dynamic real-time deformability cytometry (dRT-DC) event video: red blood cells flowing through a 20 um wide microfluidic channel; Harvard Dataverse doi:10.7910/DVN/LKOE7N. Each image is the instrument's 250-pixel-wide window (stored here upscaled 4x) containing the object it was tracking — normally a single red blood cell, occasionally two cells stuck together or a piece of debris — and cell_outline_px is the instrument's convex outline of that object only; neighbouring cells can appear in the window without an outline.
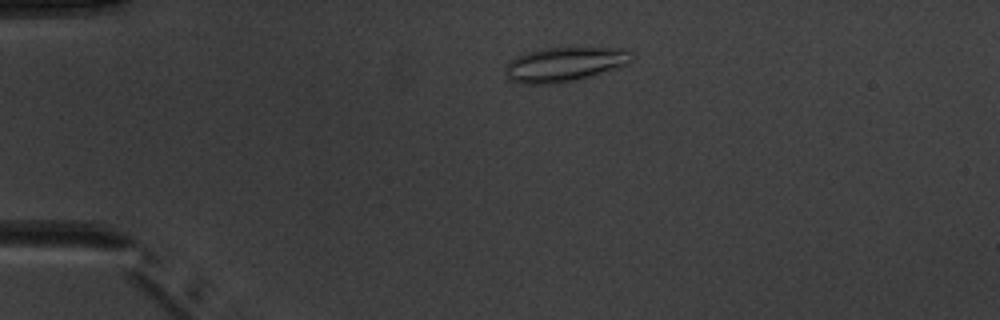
{"species": "common noctule bat (a hibernating species)", "species_latin": "Nyctalus noctula", "temperature_condition": "warm", "stored_images_in_passage": 3, "camera_frame_rate_fps": 3000, "um_per_image_px": 0.085, "animal": {"sex": "male", "body_mass_g": 20.1, "forearm_length_mm": 53.5}, "frame": {"image": 1, "passage_image": 2, "time_ms": 1.333, "image_size_px": [1000, 320], "cell_outline_px": [[636, 56], [628, 64], [576, 80], [556, 84], [520, 84], [512, 80], [504, 72], [504, 68], [516, 56], [528, 52], [544, 48], [620, 48], [632, 52]], "centroid_in_image_um": [48.0, 5.47], "position_along_channel_um": 37.0, "area_um2": 25.26}}